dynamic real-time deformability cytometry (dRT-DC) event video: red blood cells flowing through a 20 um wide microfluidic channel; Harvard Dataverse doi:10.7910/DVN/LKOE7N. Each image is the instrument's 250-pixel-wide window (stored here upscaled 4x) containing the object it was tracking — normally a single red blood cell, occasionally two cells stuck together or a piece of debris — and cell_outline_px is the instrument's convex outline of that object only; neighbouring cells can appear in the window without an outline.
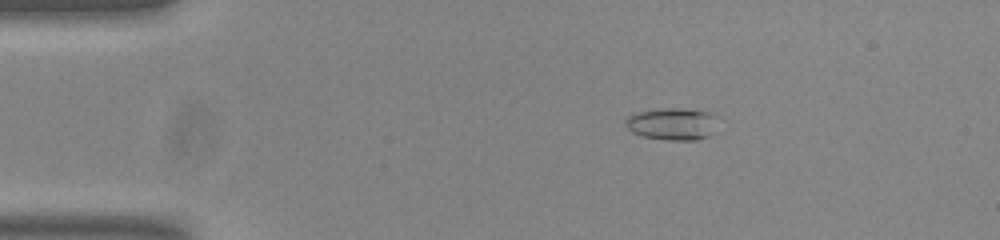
{"species": "common noctule bat (a hibernating species)", "species_latin": "Nyctalus noctula", "temperature_condition": "room temperature", "stored_images_in_passage": 46, "camera_frame_rate_fps": 3000, "um_per_image_px": 0.085, "animal": {"sex": "male", "body_mass_g": 20.0, "forearm_length_mm": 53.3}, "frame": {"image": 1, "passage_image": 1, "time_ms": 0.0, "image_size_px": [1000, 240], "cell_outline_px": [[712, 116], [708, 136], [696, 140], [664, 140], [644, 136], [632, 132], [624, 124], [624, 120], [628, 116], [636, 112], [672, 108], [680, 108], [708, 112]], "centroid_in_image_um": [56.99, 10.54], "position_along_channel_um": 28.0, "area_um2": 16.53}}
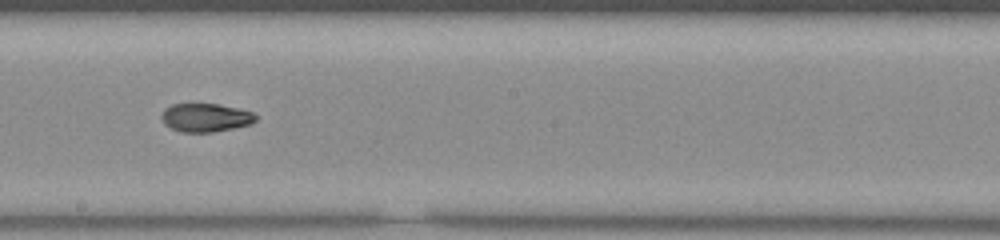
{"frame": {"image": 2, "passage_image": 22, "time_ms": 7.0, "image_size_px": [1000, 240], "cell_outline_px": [[256, 120], [248, 124], [232, 128], [212, 132], [180, 132], [164, 124], [160, 116], [164, 108], [172, 104], [220, 104], [240, 108], [252, 112], [256, 116]], "centroid_in_image_um": [17.44, 9.98], "position_along_channel_um": 230.8, "area_um2": 15.61}}
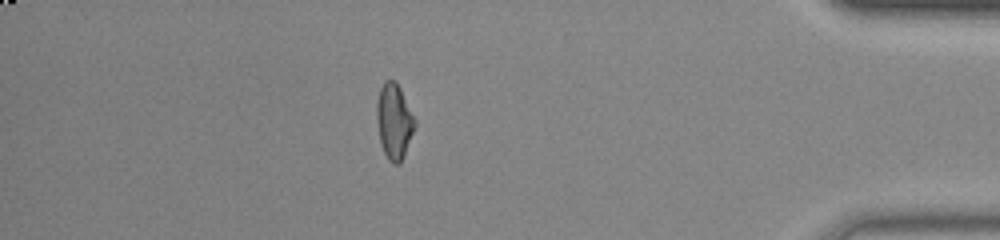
{"frame": {"image": 3, "passage_image": 39, "time_ms": 12.667, "image_size_px": [1000, 240], "cell_outline_px": [[416, 124], [404, 156], [400, 164], [392, 164], [388, 160], [380, 144], [376, 120], [376, 104], [380, 88], [384, 80], [396, 80], [416, 120]], "centroid_in_image_um": [33.49, 10.32], "position_along_channel_um": 401.7, "area_um2": 16.94}, "authors_computed_cell_mechanics": {"area_um2": 16.0973, "velocity_mm_per_s": 3.7679, "shape_relaxation_time_tau1_ms": 6.2895, "shape_relaxation_time_tau2_ms": 1.226, "deformation_change_tau1": 0.1701, "deformation_change_tau2": 0.0541}}